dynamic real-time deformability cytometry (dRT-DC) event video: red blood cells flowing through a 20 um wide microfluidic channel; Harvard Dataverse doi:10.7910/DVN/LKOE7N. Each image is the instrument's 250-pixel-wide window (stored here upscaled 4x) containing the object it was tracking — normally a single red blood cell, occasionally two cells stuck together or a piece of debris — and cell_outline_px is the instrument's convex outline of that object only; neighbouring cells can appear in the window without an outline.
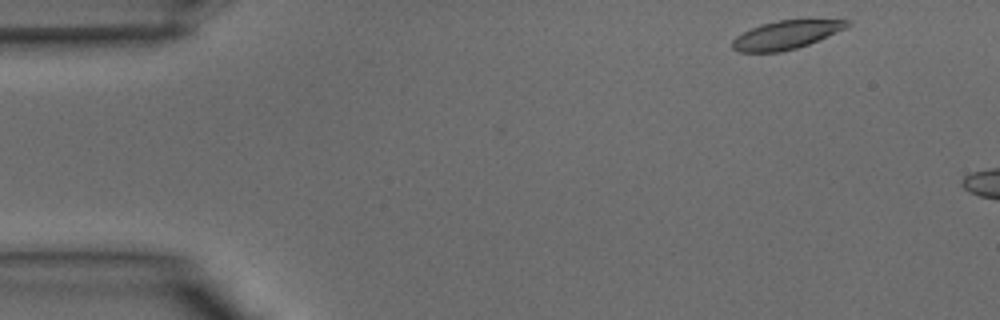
{"species": "common noctule bat (a hibernating species)", "species_latin": "Nyctalus noctula", "temperature_condition": "warm", "stored_images_in_passage": 34, "camera_frame_rate_fps": 3000, "um_per_image_px": 0.085, "animal": {"sex": "male", "body_mass_g": 15.6}, "frame": {"image": 1, "passage_image": 1, "time_ms": 0.0, "image_size_px": [1000, 320], "cell_outline_px": [[852, 24], [844, 28], [808, 44], [796, 48], [780, 52], [740, 52], [732, 48], [732, 40], [736, 36], [760, 24], [776, 20], [848, 20]], "centroid_in_image_um": [66.76, 2.96], "position_along_channel_um": 18.2, "area_um2": 18.67}}
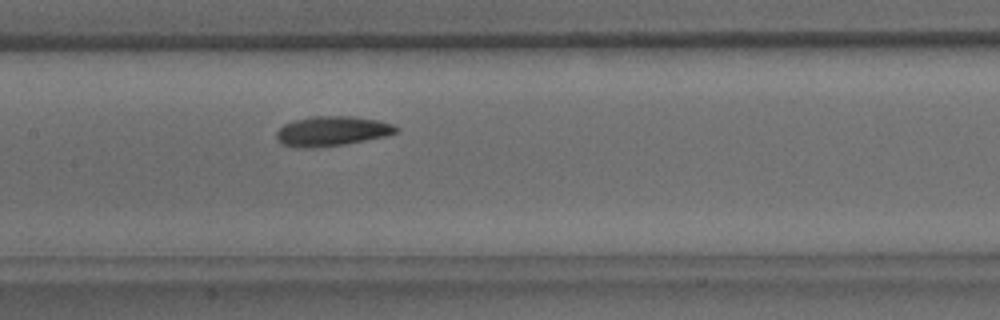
{"frame": {"image": 2, "passage_image": 16, "time_ms": 5.0, "image_size_px": [1000, 320], "cell_outline_px": [[400, 128], [396, 132], [384, 136], [344, 144], [312, 148], [296, 148], [284, 144], [276, 136], [276, 132], [284, 124], [296, 120], [312, 116], [352, 116], [376, 120], [392, 124]], "centroid_in_image_um": [28.2, 11.14], "position_along_channel_um": 179.2, "area_um2": 20.46}}
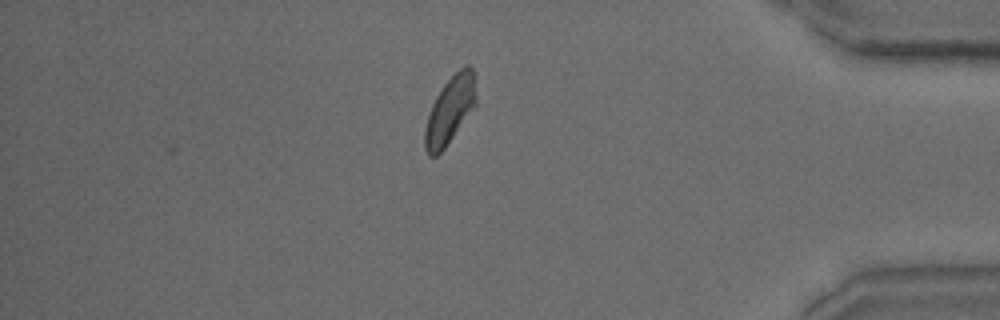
{"frame": {"image": 3, "passage_image": 31, "time_ms": 10.0, "image_size_px": [1000, 320], "cell_outline_px": [[476, 104], [444, 148], [436, 156], [428, 156], [424, 148], [424, 128], [432, 104], [436, 96], [444, 84], [464, 64], [468, 64], [472, 68], [476, 96]], "centroid_in_image_um": [38.22, 9.36], "position_along_channel_um": 397.0, "area_um2": 19.71}}